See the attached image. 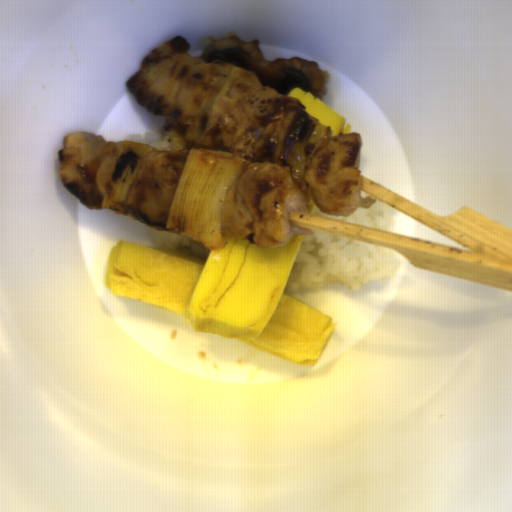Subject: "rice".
<instances>
[{"instance_id":"acb35da6","label":"rice","mask_w":512,"mask_h":512,"mask_svg":"<svg viewBox=\"0 0 512 512\" xmlns=\"http://www.w3.org/2000/svg\"><path fill=\"white\" fill-rule=\"evenodd\" d=\"M123 140L142 142L155 150H175L186 148L181 136L169 125L167 119L157 132H146L143 136L126 134Z\"/></svg>"},{"instance_id":"652b925c","label":"rice","mask_w":512,"mask_h":512,"mask_svg":"<svg viewBox=\"0 0 512 512\" xmlns=\"http://www.w3.org/2000/svg\"><path fill=\"white\" fill-rule=\"evenodd\" d=\"M303 240L285 292L340 283L355 291L392 276L400 266L395 250L384 246L311 230Z\"/></svg>"},{"instance_id":"8eca5e8b","label":"rice","mask_w":512,"mask_h":512,"mask_svg":"<svg viewBox=\"0 0 512 512\" xmlns=\"http://www.w3.org/2000/svg\"><path fill=\"white\" fill-rule=\"evenodd\" d=\"M144 226L155 244L166 249L208 260L210 249L205 247L202 242H194L190 237L173 231L153 229L146 224Z\"/></svg>"},{"instance_id":"023b6e5f","label":"rice","mask_w":512,"mask_h":512,"mask_svg":"<svg viewBox=\"0 0 512 512\" xmlns=\"http://www.w3.org/2000/svg\"><path fill=\"white\" fill-rule=\"evenodd\" d=\"M301 193L305 202L306 209L309 213H316L318 215L326 216L318 210L313 202L308 188L302 179L299 183ZM353 224L381 230L391 231L395 219V215L391 208L383 202L375 200V203L369 208H359L352 213L351 216H326Z\"/></svg>"}]
</instances>
